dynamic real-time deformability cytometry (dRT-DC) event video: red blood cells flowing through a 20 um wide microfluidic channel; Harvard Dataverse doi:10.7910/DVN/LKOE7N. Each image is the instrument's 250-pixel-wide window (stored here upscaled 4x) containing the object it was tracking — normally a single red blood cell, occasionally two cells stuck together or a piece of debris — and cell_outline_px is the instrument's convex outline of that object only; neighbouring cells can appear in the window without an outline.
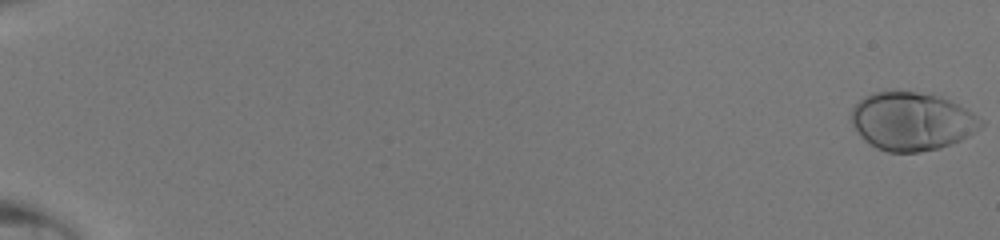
{"species": "human", "species_latin": "Homo sapiens", "temperature_condition": "room temperature", "stored_images_in_passage": 49, "camera_frame_rate_fps": 3000, "um_per_image_px": 0.085, "donor": {"sex": "male"}, "frame": {"image": 1, "passage_image": 1, "time_ms": 0.0, "image_size_px": [1000, 240], "cell_outline_px": [[984, 124], [980, 128], [968, 136], [952, 144], [940, 148], [920, 152], [888, 152], [876, 148], [864, 140], [856, 132], [852, 124], [852, 108], [864, 96], [872, 92], [892, 88], [940, 96], [968, 108], [984, 120]], "centroid_in_image_um": [77.51, 10.28], "position_along_channel_um": 7.5, "area_um2": 44.8}}
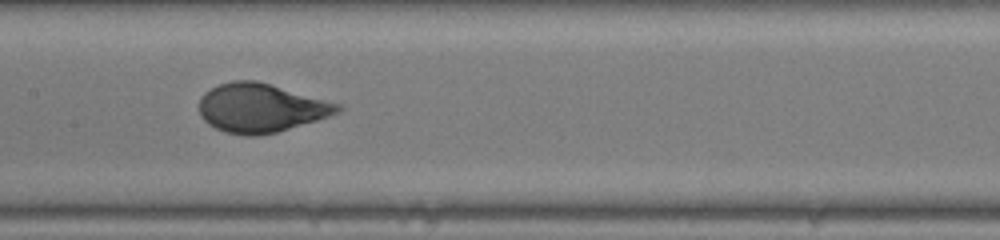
{"frame": {"image": 2, "passage_image": 28, "time_ms": 9.0, "image_size_px": [1000, 240], "cell_outline_px": [[344, 108], [340, 112], [316, 120], [276, 132], [256, 136], [244, 136], [224, 132], [208, 124], [200, 116], [200, 96], [204, 92], [220, 84], [232, 80], [256, 80], [340, 104]], "centroid_in_image_um": [22.14, 9.18], "position_along_channel_um": 185.3, "area_um2": 39.19}}
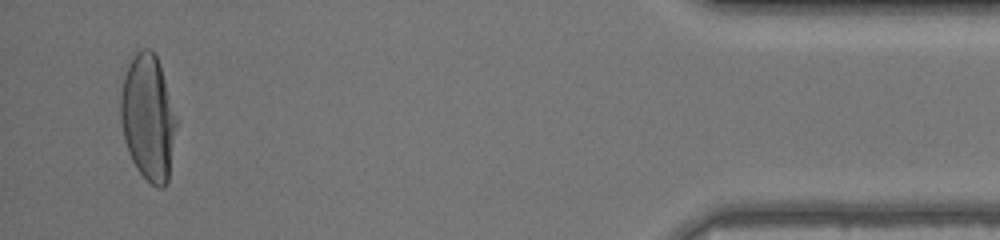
{"frame": {"image": 3, "passage_image": 48, "time_ms": 15.667, "image_size_px": [1000, 240], "cell_outline_px": [[180, 120], [168, 180], [164, 188], [160, 188], [152, 184], [136, 168], [128, 152], [124, 140], [120, 120], [120, 92], [124, 76], [128, 64], [132, 56], [136, 52], [144, 48], [152, 48], [160, 64]], "centroid_in_image_um": [12.63, 9.98], "position_along_channel_um": 422.6, "area_um2": 42.14}}